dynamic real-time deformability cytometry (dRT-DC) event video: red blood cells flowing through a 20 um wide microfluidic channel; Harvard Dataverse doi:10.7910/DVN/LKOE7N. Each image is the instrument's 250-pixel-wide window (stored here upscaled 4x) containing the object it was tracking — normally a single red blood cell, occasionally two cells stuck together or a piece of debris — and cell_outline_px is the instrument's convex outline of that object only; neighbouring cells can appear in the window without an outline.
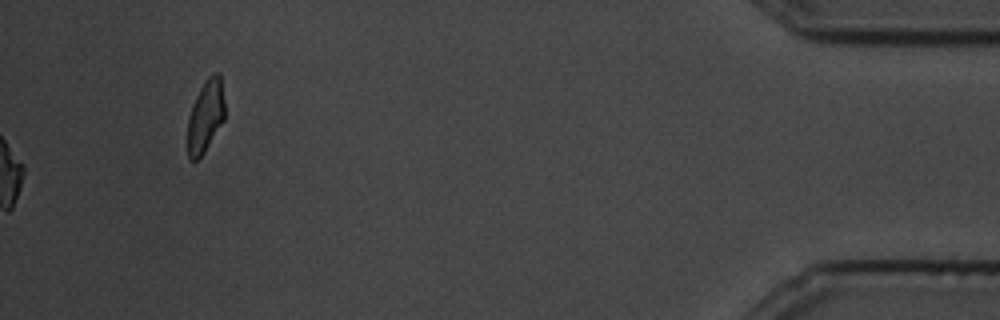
{"species": "common noctule bat (a hibernating species)", "species_latin": "Nyctalus noctula", "temperature_condition": "cold", "stored_images_in_passage": 72, "camera_frame_rate_fps": 3000, "um_per_image_px": 0.085, "animal": {"sex": "male", "body_mass_g": 19.5, "forearm_length_mm": 54.6}, "frame": {"image": 1, "passage_image": 72, "time_ms": 23.667, "image_size_px": [1000, 320], "cell_outline_px": [[224, 120], [204, 152], [196, 160], [188, 160], [188, 116], [192, 104], [200, 88], [208, 76], [212, 72], [216, 72], [220, 76], [224, 100]], "centroid_in_image_um": [17.46, 9.86], "position_along_channel_um": 417.7, "area_um2": 15.55}}